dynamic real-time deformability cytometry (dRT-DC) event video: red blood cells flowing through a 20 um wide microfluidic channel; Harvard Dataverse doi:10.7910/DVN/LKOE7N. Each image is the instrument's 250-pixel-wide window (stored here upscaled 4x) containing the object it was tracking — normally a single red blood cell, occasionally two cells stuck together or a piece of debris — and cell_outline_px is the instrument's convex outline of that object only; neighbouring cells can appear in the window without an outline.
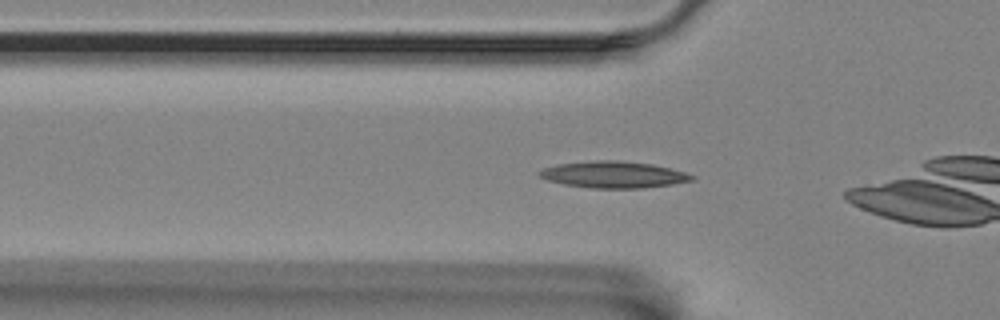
{"species": "Egyptian fruit bat (a non-hibernating species)", "species_latin": "Rousettus aegyptiacus", "temperature_condition": "room temperature", "stored_images_in_passage": 32, "camera_frame_rate_fps": 3000, "um_per_image_px": 0.085, "animal": {"sex": "female"}, "frame": {"image": 1, "passage_image": 3, "time_ms": 0.667, "image_size_px": [1000, 320], "cell_outline_px": [[696, 176], [692, 180], [672, 184], [640, 188], [592, 188], [564, 184], [548, 180], [540, 176], [536, 172], [544, 168], [556, 164], [592, 160], [616, 160], [652, 164], [684, 172]], "centroid_in_image_um": [52.11, 14.83], "position_along_channel_um": 73.7, "area_um2": 23.47}}
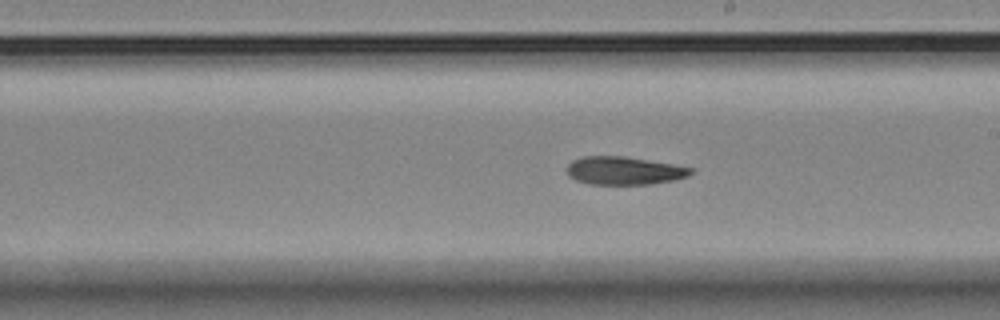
{"frame": {"image": 2, "passage_image": 17, "time_ms": 5.333, "image_size_px": [1000, 320], "cell_outline_px": [[692, 172], [688, 176], [672, 180], [652, 184], [588, 184], [576, 180], [568, 176], [568, 164], [572, 160], [580, 156], [624, 156], [672, 164], [692, 168]], "centroid_in_image_um": [53.01, 14.5], "position_along_channel_um": 236.0, "area_um2": 20.17}}
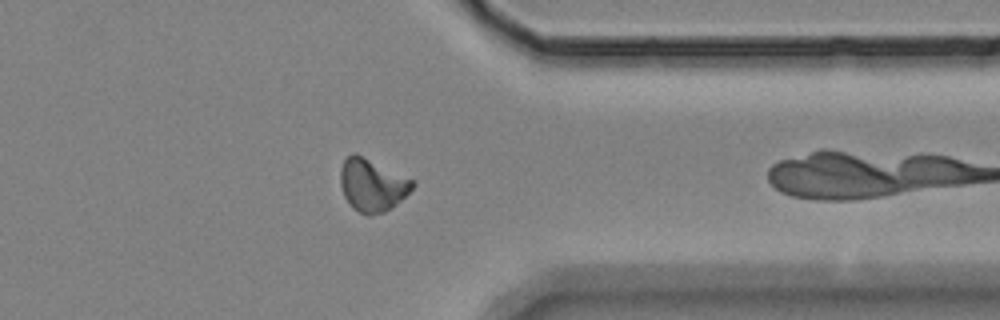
{"frame": {"image": 3, "passage_image": 30, "time_ms": 9.667, "image_size_px": [1000, 320], "cell_outline_px": [[416, 184], [396, 204], [384, 212], [368, 216], [352, 208], [344, 196], [340, 184], [340, 168], [344, 160], [352, 152], [356, 152], [412, 180]], "centroid_in_image_um": [31.59, 15.72], "position_along_channel_um": 379.8, "area_um2": 21.91}}